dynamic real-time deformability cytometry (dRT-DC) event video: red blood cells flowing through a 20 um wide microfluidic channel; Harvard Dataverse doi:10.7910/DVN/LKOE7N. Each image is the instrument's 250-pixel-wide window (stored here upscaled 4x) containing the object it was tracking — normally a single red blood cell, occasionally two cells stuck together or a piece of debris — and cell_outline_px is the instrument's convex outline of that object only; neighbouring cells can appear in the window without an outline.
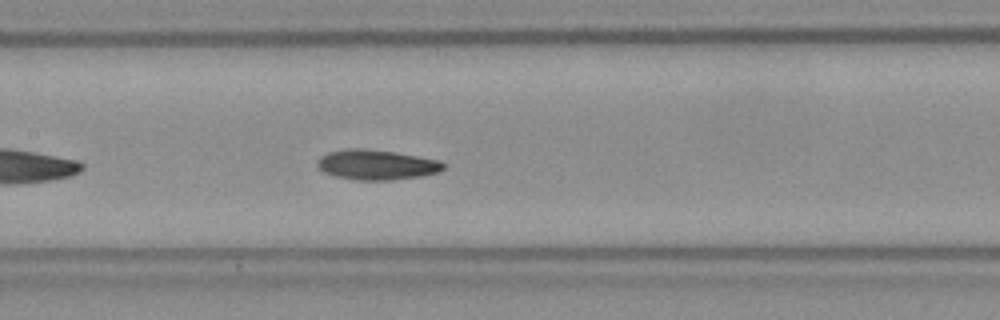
{"species": "Egyptian fruit bat (a non-hibernating species)", "species_latin": "Rousettus aegyptiacus", "temperature_condition": "room temperature", "stored_images_in_passage": 26, "camera_frame_rate_fps": 3000, "um_per_image_px": 0.085, "frame": {"image": 1, "passage_image": 12, "time_ms": 3.667, "image_size_px": [1000, 320], "cell_outline_px": [[444, 168], [440, 172], [420, 176], [388, 180], [356, 180], [336, 176], [324, 172], [316, 164], [316, 160], [320, 156], [328, 152], [348, 148], [364, 148], [392, 152], [440, 160], [444, 164]], "centroid_in_image_um": [31.98, 14.0], "position_along_channel_um": 175.4, "area_um2": 21.96}}